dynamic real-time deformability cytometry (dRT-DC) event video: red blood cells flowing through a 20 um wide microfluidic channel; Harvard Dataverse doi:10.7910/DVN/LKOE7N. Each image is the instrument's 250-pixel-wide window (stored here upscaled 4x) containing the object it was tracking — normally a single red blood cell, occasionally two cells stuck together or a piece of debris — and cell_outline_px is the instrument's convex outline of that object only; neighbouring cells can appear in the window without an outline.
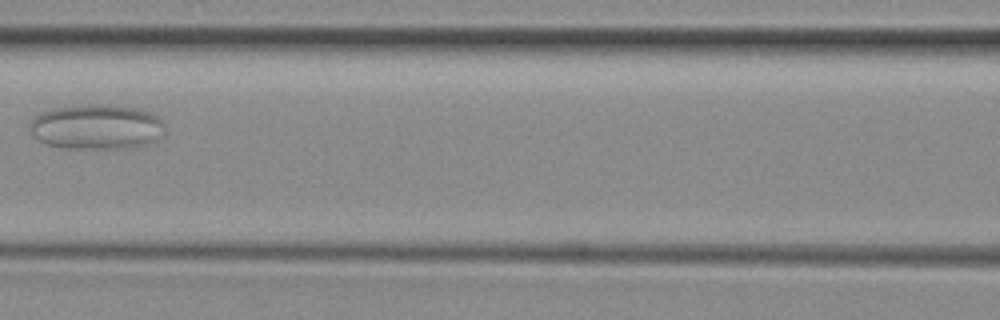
{"species": "common noctule bat (a hibernating species)", "species_latin": "Nyctalus noctula", "temperature_condition": "room temperature", "stored_images_in_passage": 7, "camera_frame_rate_fps": 3000, "um_per_image_px": 0.085, "animal": {"sex": "female", "body_mass_g": 29.2, "forearm_length_mm": 56.3}, "frame": {"image": 1, "passage_image": 4, "time_ms": 3.667, "image_size_px": [1000, 320], "cell_outline_px": [[164, 132], [148, 144], [124, 148], [68, 148], [44, 144], [36, 140], [32, 136], [28, 128], [28, 124], [40, 112], [56, 108], [76, 104], [108, 104], [140, 108], [156, 116], [164, 124]], "centroid_in_image_um": [8.14, 10.77], "position_along_channel_um": 158.5, "area_um2": 35.78}}